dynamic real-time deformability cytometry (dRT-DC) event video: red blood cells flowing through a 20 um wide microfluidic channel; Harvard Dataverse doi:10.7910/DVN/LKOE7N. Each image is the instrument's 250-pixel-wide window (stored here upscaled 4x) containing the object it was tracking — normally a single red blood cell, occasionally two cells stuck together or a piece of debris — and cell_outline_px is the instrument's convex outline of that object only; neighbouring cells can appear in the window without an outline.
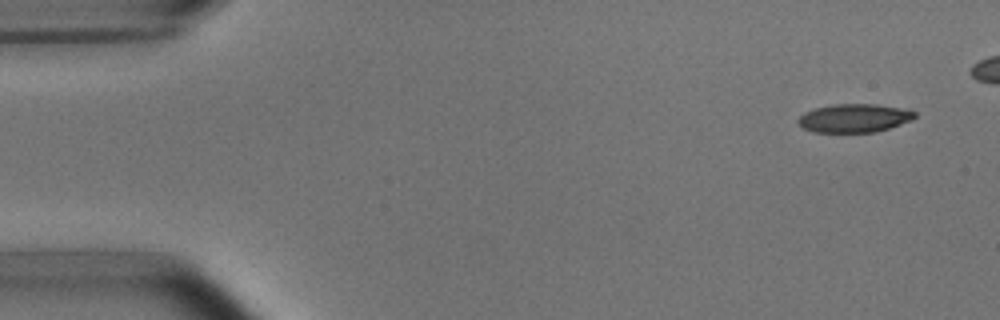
{"species": "common noctule bat (a hibernating species)", "species_latin": "Nyctalus noctula", "temperature_condition": "room temperature", "stored_images_in_passage": 6, "camera_frame_rate_fps": 3000, "um_per_image_px": 0.085, "animal": {"sex": "male", "body_mass_g": 15.6}, "frame": {"image": 1, "passage_image": 1, "time_ms": 0.0, "image_size_px": [1000, 320], "cell_outline_px": [[916, 116], [912, 120], [876, 132], [812, 132], [804, 128], [796, 120], [804, 112], [816, 108], [836, 104], [876, 104], [900, 108], [916, 112]], "centroid_in_image_um": [72.6, 10.04], "position_along_channel_um": 12.4, "area_um2": 19.19}}